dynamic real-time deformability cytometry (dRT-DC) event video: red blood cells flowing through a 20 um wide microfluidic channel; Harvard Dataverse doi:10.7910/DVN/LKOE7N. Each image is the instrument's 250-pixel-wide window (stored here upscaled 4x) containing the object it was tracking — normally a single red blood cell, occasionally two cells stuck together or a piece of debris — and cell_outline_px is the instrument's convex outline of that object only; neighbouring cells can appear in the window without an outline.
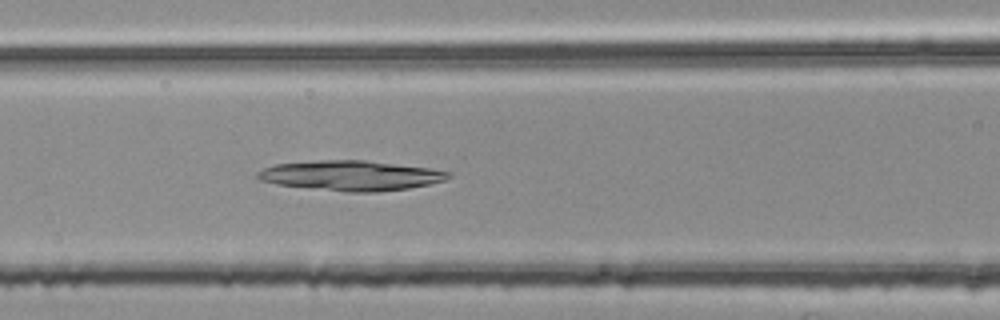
{"species": "common noctule bat (a hibernating species)", "species_latin": "Nyctalus noctula", "temperature_condition": "room temperature", "stored_images_in_passage": 47, "camera_frame_rate_fps": 3000, "um_per_image_px": 0.085, "animal": {"sex": "female", "body_mass_g": 25.1}, "frame": {"image": 1, "passage_image": 20, "time_ms": 6.333, "image_size_px": [1000, 320], "cell_outline_px": [[452, 176], [444, 180], [428, 184], [408, 188], [380, 192], [348, 192], [276, 184], [260, 180], [256, 176], [256, 172], [264, 168], [276, 164], [320, 160], [364, 160], [428, 168], [452, 172]], "centroid_in_image_um": [29.82, 14.92], "position_along_channel_um": 136.8, "area_um2": 33.12}}
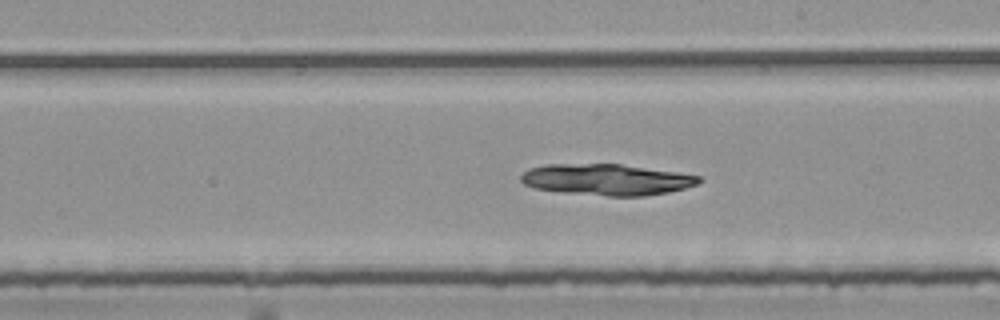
{"frame": {"image": 2, "passage_image": 28, "time_ms": 9.0, "image_size_px": [1000, 320], "cell_outline_px": [[704, 180], [696, 184], [684, 188], [668, 192], [644, 196], [608, 196], [564, 192], [536, 188], [524, 184], [520, 180], [520, 176], [528, 168], [548, 164], [620, 164], [676, 172], [700, 176]], "centroid_in_image_um": [51.56, 15.26], "position_along_channel_um": 237.4, "area_um2": 32.19}}
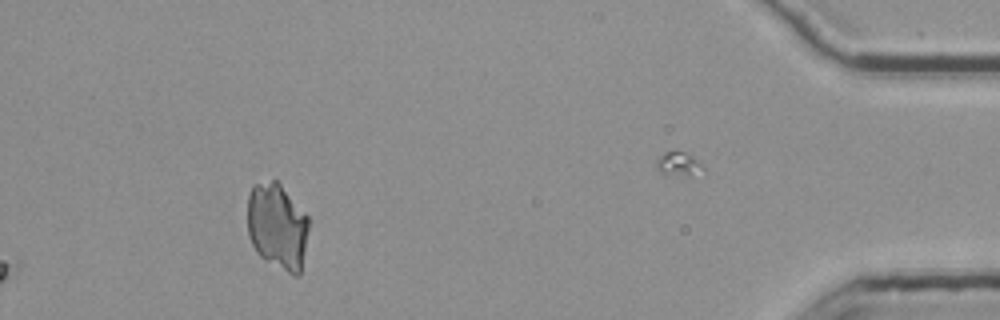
{"frame": {"image": 3, "passage_image": 47, "time_ms": 15.333, "image_size_px": [1000, 320], "cell_outline_px": [[308, 228], [300, 276], [292, 276], [260, 256], [256, 252], [248, 236], [248, 196], [252, 188], [256, 184], [272, 180], [276, 180], [280, 184], [308, 216]], "centroid_in_image_um": [23.57, 19.27], "position_along_channel_um": 411.6, "area_um2": 30.58}}